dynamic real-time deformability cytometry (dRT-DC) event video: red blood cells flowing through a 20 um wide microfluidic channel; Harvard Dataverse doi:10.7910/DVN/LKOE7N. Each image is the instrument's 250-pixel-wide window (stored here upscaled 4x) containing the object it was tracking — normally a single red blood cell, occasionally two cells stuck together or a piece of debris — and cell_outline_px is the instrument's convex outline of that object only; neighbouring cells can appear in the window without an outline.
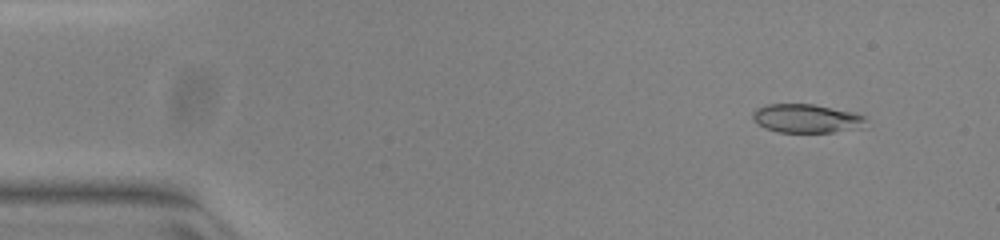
{"species": "common noctule bat (a hibernating species)", "species_latin": "Nyctalus noctula", "temperature_condition": "warm", "stored_images_in_passage": 51, "camera_frame_rate_fps": 3000, "um_per_image_px": 0.085, "animal": {"sex": "female", "body_mass_g": 23.0, "forearm_length_mm": 53.4}, "frame": {"image": 1, "passage_image": 5, "time_ms": 1.333, "image_size_px": [1000, 240], "cell_outline_px": [[864, 120], [860, 128], [832, 132], [780, 132], [768, 128], [760, 124], [752, 116], [752, 112], [756, 108], [768, 104], [812, 104], [852, 112], [864, 116]], "centroid_in_image_um": [68.53, 10.06], "position_along_channel_um": 16.5, "area_um2": 18.44}}
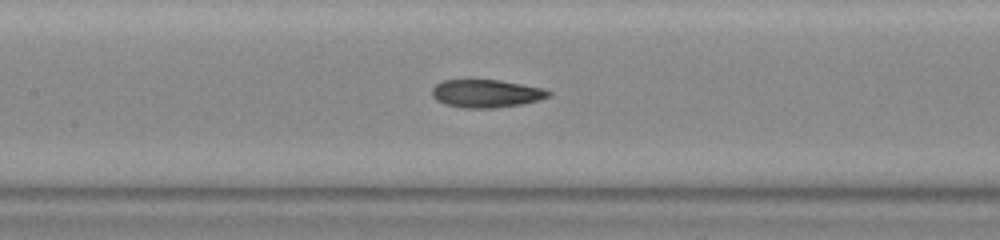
{"frame": {"image": 2, "passage_image": 24, "time_ms": 7.667, "image_size_px": [1000, 240], "cell_outline_px": [[552, 92], [548, 96], [540, 100], [520, 104], [496, 108], [464, 108], [444, 104], [436, 100], [432, 96], [432, 88], [436, 84], [444, 80], [500, 80], [544, 88]], "centroid_in_image_um": [41.32, 7.95], "position_along_channel_um": 166.1, "area_um2": 19.02}}
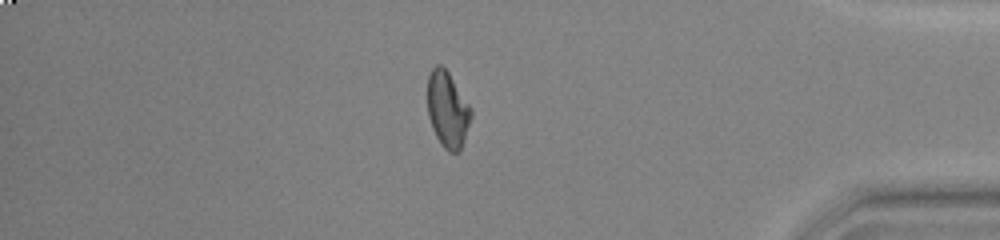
{"frame": {"image": 3, "passage_image": 44, "time_ms": 14.333, "image_size_px": [1000, 240], "cell_outline_px": [[472, 116], [460, 152], [448, 152], [440, 144], [432, 128], [428, 116], [428, 76], [432, 68], [436, 64], [440, 64], [448, 72], [472, 108]], "centroid_in_image_um": [38.05, 9.33], "position_along_channel_um": 397.2, "area_um2": 19.36}, "authors_computed_cell_mechanics": {"area_um2": 19.1896, "velocity_mm_per_s": 3.9989, "shape_relaxation_time_tau1_ms": 8.2697, "shape_relaxation_time_tau2_ms": 1.5169, "deformation_change_tau1": 0.2625, "deformation_change_tau2": 0.0777}}